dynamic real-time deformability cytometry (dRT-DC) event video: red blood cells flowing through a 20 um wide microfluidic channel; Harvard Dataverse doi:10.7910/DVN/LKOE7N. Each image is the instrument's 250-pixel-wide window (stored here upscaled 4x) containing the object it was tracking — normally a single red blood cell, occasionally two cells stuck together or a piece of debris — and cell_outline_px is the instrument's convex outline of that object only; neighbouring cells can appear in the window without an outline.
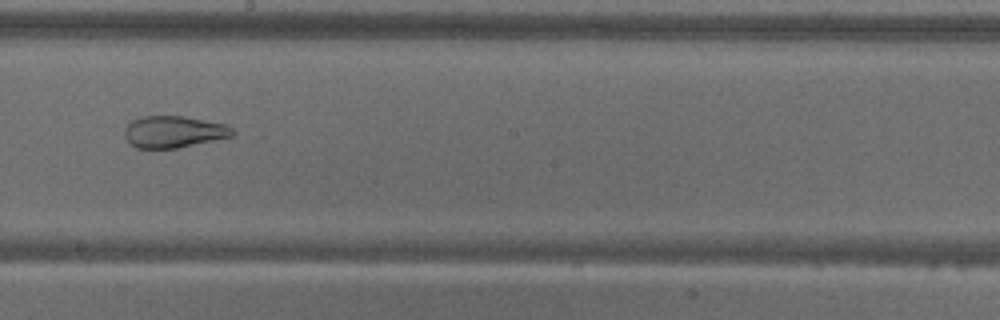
{"species": "common noctule bat (a hibernating species)", "species_latin": "Nyctalus noctula", "temperature_condition": "warm", "stored_images_in_passage": 53, "camera_frame_rate_fps": 3000, "um_per_image_px": 0.085, "animal": {"sex": "male", "body_mass_g": 18.8}, "frame": {"image": 1, "passage_image": 30, "time_ms": 9.667, "image_size_px": [1000, 320], "cell_outline_px": [[236, 132], [232, 136], [176, 148], [136, 148], [124, 136], [124, 128], [132, 120], [140, 116], [184, 116], [224, 124], [232, 128]], "centroid_in_image_um": [14.74, 11.19], "position_along_channel_um": 233.5, "area_um2": 19.83}}
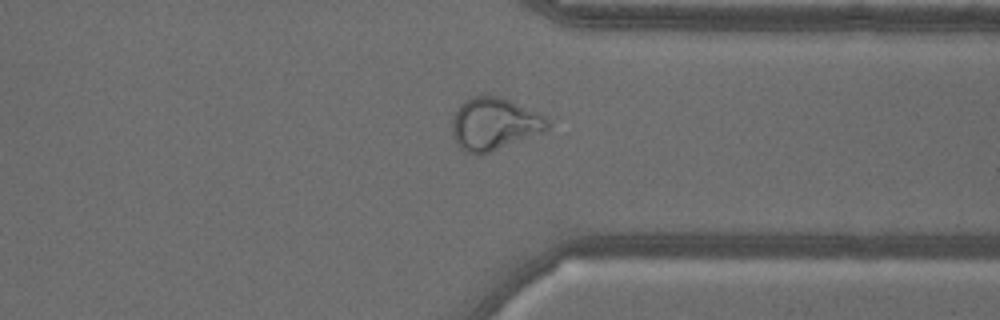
{"frame": {"image": 2, "passage_image": 41, "time_ms": 13.333, "image_size_px": [1000, 320], "cell_outline_px": [[548, 128], [540, 132], [480, 156], [464, 152], [456, 144], [452, 132], [452, 116], [460, 104], [476, 96], [496, 96], [508, 100], [536, 112], [544, 116], [548, 120]], "centroid_in_image_um": [41.93, 10.56], "position_along_channel_um": 369.5, "area_um2": 28.55}}
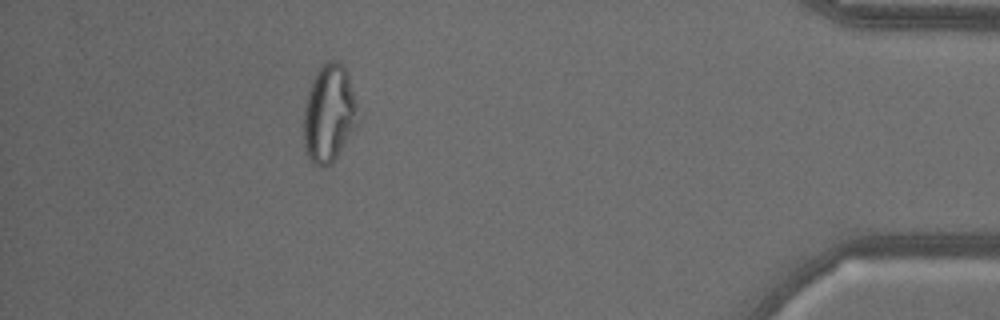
{"frame": {"image": 3, "passage_image": 48, "time_ms": 15.667, "image_size_px": [1000, 320], "cell_outline_px": [[360, 124], [332, 164], [324, 168], [320, 168], [308, 156], [304, 148], [304, 108], [308, 92], [312, 80], [320, 68], [328, 60], [336, 60], [344, 64], [348, 76], [356, 104], [360, 120]], "centroid_in_image_um": [28.0, 9.7], "position_along_channel_um": 407.2, "area_um2": 31.15}, "authors_computed_cell_mechanics": {"area_um2": 29.0734, "velocity_mm_per_s": 3.7457, "shape_relaxation_time_tau1_ms": null, "shape_relaxation_time_tau2_ms": 0.9697, "deformation_change_tau1": null, "deformation_change_tau2": 0.0854}}